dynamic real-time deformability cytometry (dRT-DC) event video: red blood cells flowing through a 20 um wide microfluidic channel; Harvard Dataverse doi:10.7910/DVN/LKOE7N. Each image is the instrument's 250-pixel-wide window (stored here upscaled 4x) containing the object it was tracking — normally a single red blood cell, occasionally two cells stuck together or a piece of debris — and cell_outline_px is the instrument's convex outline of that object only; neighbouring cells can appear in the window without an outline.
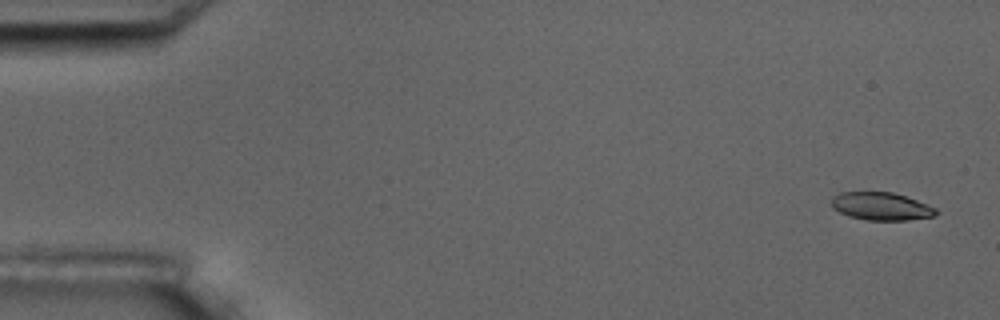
{"species": "common noctule bat (a hibernating species)", "species_latin": "Nyctalus noctula", "temperature_condition": "room temperature", "stored_images_in_passage": 5, "camera_frame_rate_fps": 3000, "um_per_image_px": 0.085, "animal": {"sex": "male", "body_mass_g": 17.5, "forearm_length_mm": 52.3}, "frame": {"image": 1, "passage_image": 1, "time_ms": 0.0, "image_size_px": [1000, 320], "cell_outline_px": [[940, 212], [936, 216], [908, 220], [868, 220], [848, 216], [832, 208], [832, 196], [840, 192], [892, 192], [916, 200], [936, 208]], "centroid_in_image_um": [74.91, 17.54], "position_along_channel_um": 10.1, "area_um2": 16.99}}
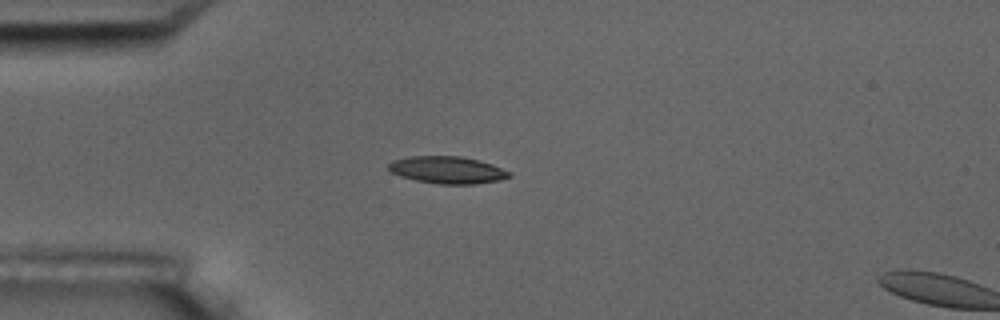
{"frame": {"image": 2, "passage_image": 4, "time_ms": 4.333, "image_size_px": [1000, 320], "cell_outline_px": [[512, 176], [500, 180], [472, 184], [440, 184], [416, 180], [400, 176], [392, 172], [388, 168], [388, 164], [392, 160], [408, 156], [460, 156], [480, 160], [492, 164], [512, 172]], "centroid_in_image_um": [38.04, 14.44], "position_along_channel_um": 47.0, "area_um2": 19.19}}